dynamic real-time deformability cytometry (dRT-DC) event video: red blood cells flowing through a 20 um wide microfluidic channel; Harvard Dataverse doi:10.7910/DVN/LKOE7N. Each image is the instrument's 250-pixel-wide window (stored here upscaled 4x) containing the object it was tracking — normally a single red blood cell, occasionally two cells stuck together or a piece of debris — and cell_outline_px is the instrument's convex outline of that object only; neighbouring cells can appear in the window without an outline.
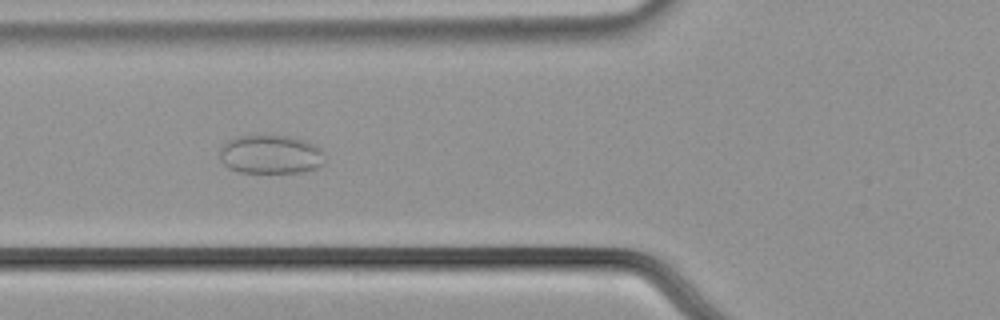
{"species": "common noctule bat (a hibernating species)", "species_latin": "Nyctalus noctula", "temperature_condition": "cold", "stored_images_in_passage": 47, "camera_frame_rate_fps": 3000, "um_per_image_px": 0.085, "animal": {"sex": "male", "body_mass_g": 21.5, "forearm_length_mm": 52.0}, "frame": {"image": 1, "passage_image": 13, "time_ms": 4.0, "image_size_px": [1000, 320], "cell_outline_px": [[324, 164], [316, 168], [300, 172], [236, 172], [224, 164], [220, 160], [220, 148], [228, 140], [236, 136], [256, 132], [288, 136], [308, 140], [320, 148], [324, 152]], "centroid_in_image_um": [22.99, 13.07], "position_along_channel_um": 102.8, "area_um2": 24.62}}
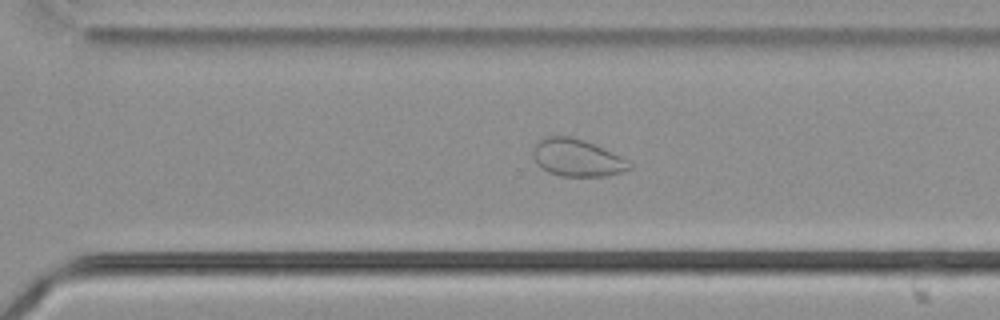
{"frame": {"image": 2, "passage_image": 31, "time_ms": 10.0, "image_size_px": [1000, 320], "cell_outline_px": [[632, 168], [620, 172], [604, 176], [560, 176], [548, 172], [540, 168], [536, 164], [532, 156], [532, 152], [536, 140], [548, 136], [572, 136], [584, 140], [632, 164]], "centroid_in_image_um": [48.92, 13.41], "position_along_channel_um": 321.7, "area_um2": 20.69}}
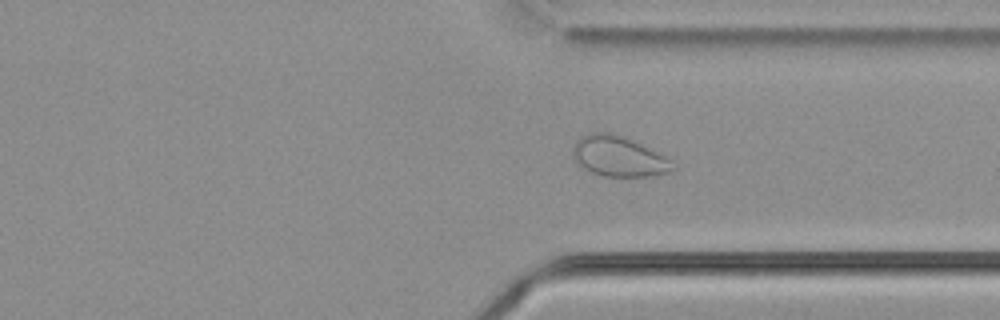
{"frame": {"image": 3, "passage_image": 34, "time_ms": 11.0, "image_size_px": [1000, 320], "cell_outline_px": [[676, 168], [668, 172], [652, 176], [604, 176], [592, 172], [576, 164], [572, 156], [572, 148], [576, 140], [580, 136], [592, 132], [608, 132], [624, 136], [664, 156]], "centroid_in_image_um": [52.51, 13.28], "position_along_channel_um": 358.9, "area_um2": 23.35}}